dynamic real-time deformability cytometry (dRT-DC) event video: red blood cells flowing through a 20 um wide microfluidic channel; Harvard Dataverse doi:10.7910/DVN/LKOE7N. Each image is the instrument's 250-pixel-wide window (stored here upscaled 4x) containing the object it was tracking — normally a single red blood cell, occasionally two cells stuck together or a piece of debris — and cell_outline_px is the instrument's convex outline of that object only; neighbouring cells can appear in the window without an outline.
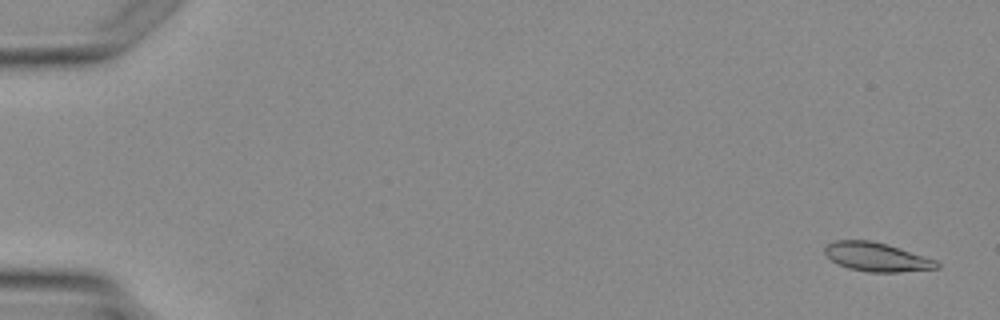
{"species": "Egyptian fruit bat (a non-hibernating species)", "species_latin": "Rousettus aegyptiacus", "temperature_condition": "warm", "stored_images_in_passage": 3, "camera_frame_rate_fps": 3000, "um_per_image_px": 0.085, "animal": {"sex": "female"}, "frame": {"image": 1, "passage_image": 1, "time_ms": 0.0, "image_size_px": [1000, 320], "cell_outline_px": [[940, 268], [900, 272], [868, 272], [848, 268], [832, 260], [824, 252], [824, 248], [828, 244], [836, 240], [872, 240], [900, 248], [936, 260], [940, 264]], "centroid_in_image_um": [74.54, 21.84], "position_along_channel_um": 10.5, "area_um2": 18.73}}
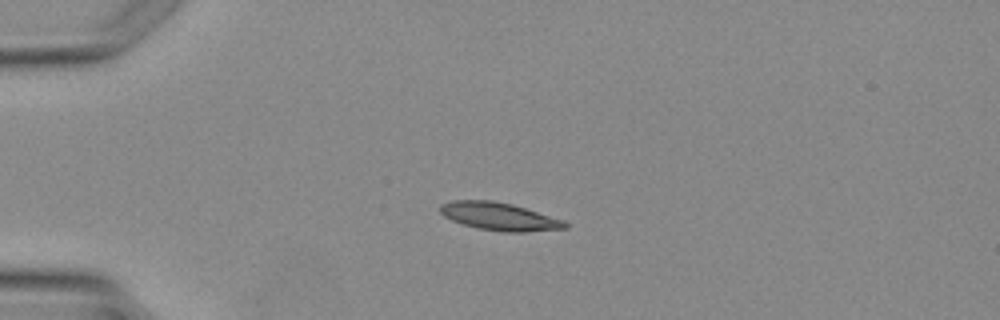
{"frame": {"image": 2, "passage_image": 3, "time_ms": 3.0, "image_size_px": [1000, 320], "cell_outline_px": [[568, 228], [524, 232], [504, 232], [480, 228], [464, 224], [452, 220], [444, 216], [440, 212], [440, 204], [452, 200], [492, 200], [512, 204], [564, 220], [568, 224]], "centroid_in_image_um": [42.44, 18.39], "position_along_channel_um": 42.6, "area_um2": 20.11}}